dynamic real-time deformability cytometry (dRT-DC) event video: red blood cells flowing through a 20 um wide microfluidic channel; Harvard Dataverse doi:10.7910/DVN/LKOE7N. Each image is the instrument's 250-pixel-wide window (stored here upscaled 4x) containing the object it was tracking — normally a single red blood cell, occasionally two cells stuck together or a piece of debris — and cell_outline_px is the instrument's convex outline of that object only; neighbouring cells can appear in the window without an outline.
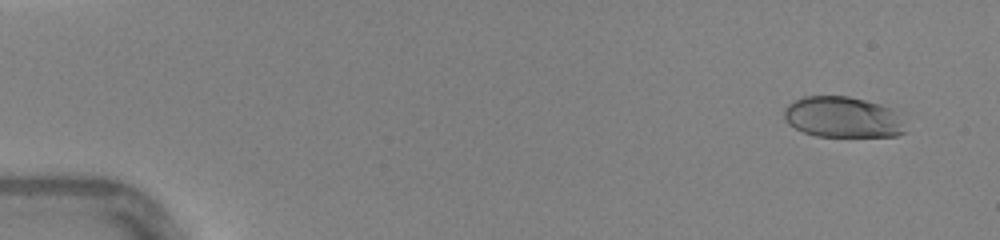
{"species": "human", "species_latin": "Homo sapiens", "temperature_condition": "warm", "stored_images_in_passage": 47, "camera_frame_rate_fps": 3000, "um_per_image_px": 0.085, "donor": {"sex": "female"}, "frame": {"image": 1, "passage_image": 4, "time_ms": 1.0, "image_size_px": [1000, 240], "cell_outline_px": [[908, 132], [896, 136], [816, 136], [804, 132], [788, 124], [784, 120], [784, 108], [788, 104], [804, 96], [848, 96], [880, 104], [888, 108]], "centroid_in_image_um": [71.55, 9.96], "position_along_channel_um": 13.4, "area_um2": 28.44}}
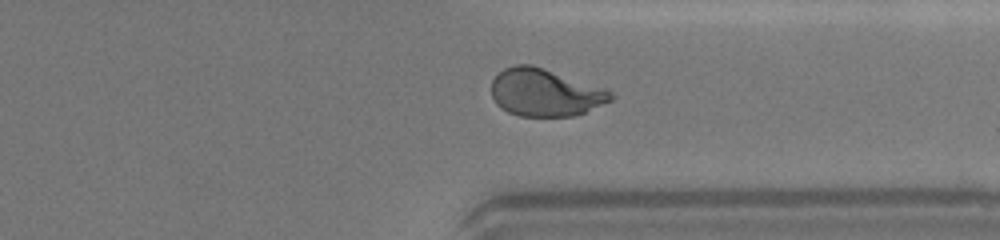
{"frame": {"image": 2, "passage_image": 37, "time_ms": 12.0, "image_size_px": [1000, 240], "cell_outline_px": [[616, 96], [612, 100], [584, 112], [572, 116], [520, 116], [508, 112], [500, 108], [496, 104], [492, 96], [492, 80], [504, 68], [516, 64], [532, 64], [608, 88]], "centroid_in_image_um": [46.36, 7.85], "position_along_channel_um": 365.0, "area_um2": 33.35}}
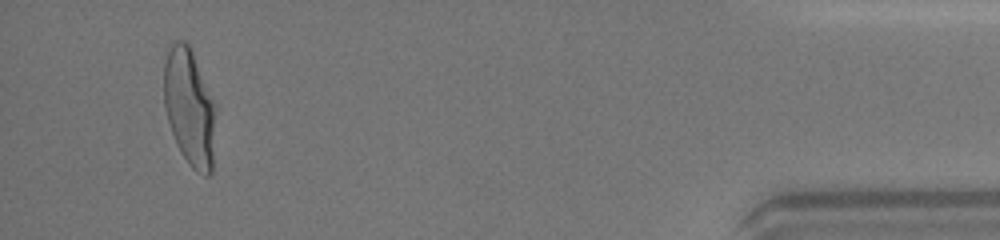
{"frame": {"image": 3, "passage_image": 45, "time_ms": 14.667, "image_size_px": [1000, 240], "cell_outline_px": [[216, 100], [212, 172], [208, 176], [204, 176], [196, 172], [188, 164], [180, 152], [176, 144], [168, 120], [164, 104], [164, 64], [168, 52], [172, 44], [176, 40], [184, 40], [188, 44]], "centroid_in_image_um": [16.13, 9.15], "position_along_channel_um": 419.1, "area_um2": 35.72}, "authors_computed_cell_mechanics": {"area_um2": 32.7726, "velocity_mm_per_s": 4.4129, "shape_relaxation_time_tau1_ms": 3.5522, "shape_relaxation_time_tau2_ms": null, "deformation_change_tau1": 0.2112, "deformation_change_tau2": null}}